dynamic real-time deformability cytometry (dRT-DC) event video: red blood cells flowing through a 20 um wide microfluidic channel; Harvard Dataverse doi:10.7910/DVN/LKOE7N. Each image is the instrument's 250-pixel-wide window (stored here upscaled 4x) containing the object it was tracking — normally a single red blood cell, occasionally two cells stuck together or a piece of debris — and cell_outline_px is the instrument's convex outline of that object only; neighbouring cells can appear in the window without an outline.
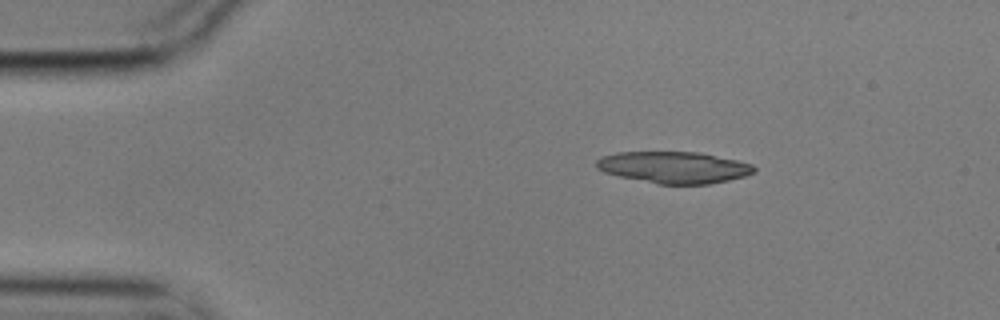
{"species": "common noctule bat (a hibernating species)", "species_latin": "Nyctalus noctula", "temperature_condition": "cold", "stored_images_in_passage": 2, "camera_frame_rate_fps": 3000, "um_per_image_px": 0.085, "animal": {"sex": "male", "body_mass_g": 17.9}, "frame": {"image": 1, "passage_image": 1, "time_ms": 0.0, "image_size_px": [1000, 320], "cell_outline_px": [[756, 172], [744, 176], [728, 180], [708, 184], [660, 184], [620, 176], [604, 172], [596, 168], [596, 160], [600, 156], [616, 152], [700, 152], [736, 160], [752, 164], [756, 168]], "centroid_in_image_um": [57.27, 14.21], "position_along_channel_um": 27.7, "area_um2": 29.02}}